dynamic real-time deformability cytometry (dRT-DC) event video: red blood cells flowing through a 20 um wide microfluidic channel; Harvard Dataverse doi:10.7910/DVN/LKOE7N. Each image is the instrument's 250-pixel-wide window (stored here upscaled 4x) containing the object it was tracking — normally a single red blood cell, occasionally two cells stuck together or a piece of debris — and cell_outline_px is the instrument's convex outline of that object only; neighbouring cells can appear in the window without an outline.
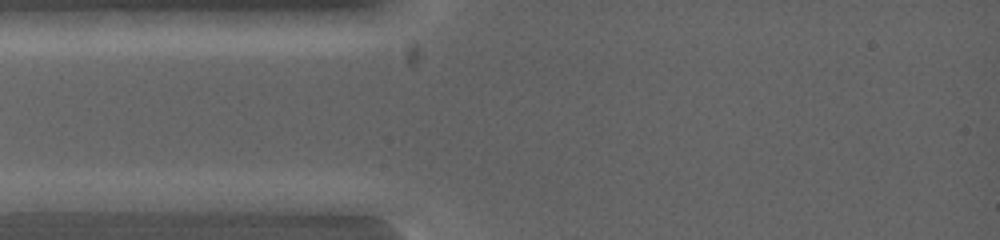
{"species": "common noctule bat (a hibernating species)", "species_latin": "Nyctalus noctula", "temperature_condition": "warm", "stored_images_in_passage": 2, "camera_frame_rate_fps": 5000, "um_per_image_px": 0.085, "animal": {"sex": "female", "body_mass_g": 19.0, "forearm_length_mm": 53.3}, "frame": {"image": 1, "passage_image": 1, "time_ms": 0.0, "image_size_px": [1000, 240], "cell_outline_px": [[104, 200], [88, 212], [20, 212], [16, 204], [16, 200], [64, 188], [80, 192]], "centroid_in_image_um": [4.99, 17.18], "position_along_channel_um": 80.0, "area_um2": 10.75}}